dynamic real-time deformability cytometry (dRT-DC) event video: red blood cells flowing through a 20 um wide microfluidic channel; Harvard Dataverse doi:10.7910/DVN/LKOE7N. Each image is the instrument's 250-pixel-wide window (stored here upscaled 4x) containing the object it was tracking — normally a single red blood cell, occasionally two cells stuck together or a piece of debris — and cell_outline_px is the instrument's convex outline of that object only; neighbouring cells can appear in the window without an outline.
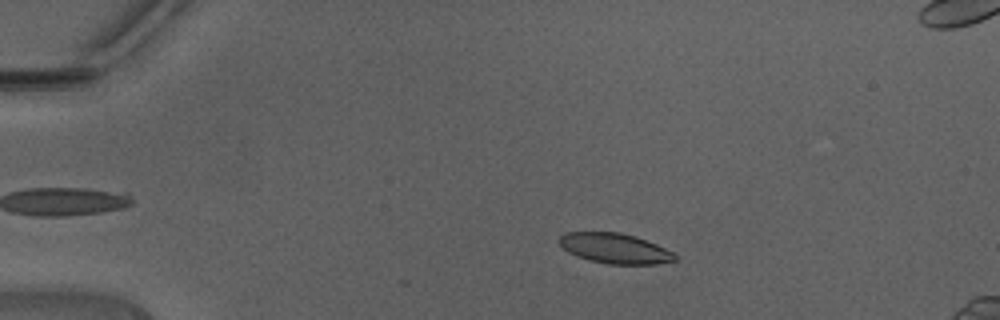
{"species": "Egyptian fruit bat (a non-hibernating species)", "species_latin": "Rousettus aegyptiacus", "temperature_condition": "warm", "stored_images_in_passage": 10, "camera_frame_rate_fps": 3000, "um_per_image_px": 0.085, "animal": {"sex": "male"}, "frame": {"image": 1, "passage_image": 8, "time_ms": 2.333, "image_size_px": [1000, 320], "cell_outline_px": [[676, 260], [656, 264], [608, 264], [588, 260], [568, 252], [560, 244], [560, 236], [564, 232], [620, 232], [636, 236], [656, 244], [672, 252], [676, 256]], "centroid_in_image_um": [52.25, 21.11], "position_along_channel_um": 32.7, "area_um2": 20.23}}